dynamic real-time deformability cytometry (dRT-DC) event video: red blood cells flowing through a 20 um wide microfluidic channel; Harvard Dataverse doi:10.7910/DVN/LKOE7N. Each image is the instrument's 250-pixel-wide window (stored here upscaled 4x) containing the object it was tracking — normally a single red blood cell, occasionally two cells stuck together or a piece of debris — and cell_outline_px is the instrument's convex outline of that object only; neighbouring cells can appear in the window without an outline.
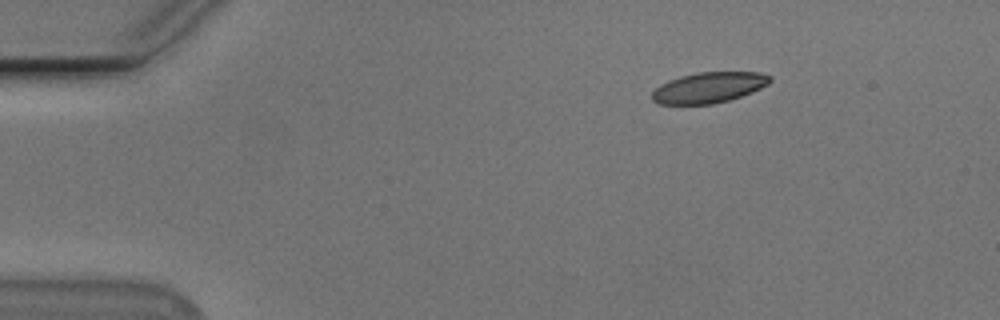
{"species": "Egyptian fruit bat (a non-hibernating species)", "species_latin": "Rousettus aegyptiacus", "temperature_condition": "cold", "stored_images_in_passage": 47, "camera_frame_rate_fps": 3000, "um_per_image_px": 0.085, "animal": {"sex": "male"}, "frame": {"image": 1, "passage_image": 1, "time_ms": 0.0, "image_size_px": [1000, 320], "cell_outline_px": [[772, 80], [768, 84], [752, 92], [728, 100], [712, 104], [660, 104], [652, 100], [652, 92], [660, 84], [668, 80], [680, 76], [696, 72], [760, 72], [772, 76]], "centroid_in_image_um": [60.25, 7.43], "position_along_channel_um": 24.8, "area_um2": 21.1}}
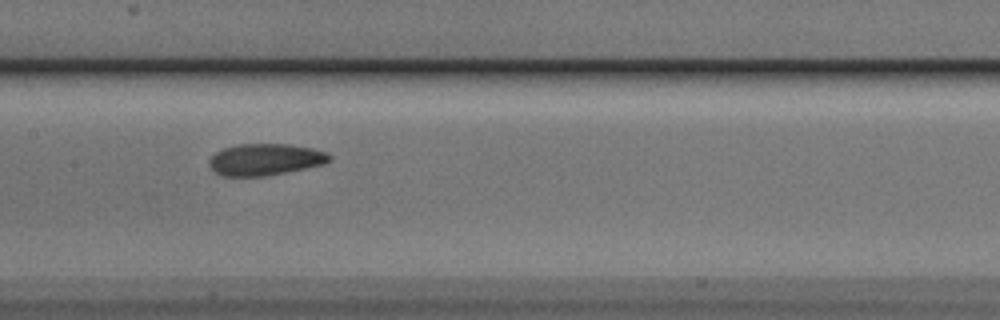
{"frame": {"image": 2, "passage_image": 20, "time_ms": 6.333, "image_size_px": [1000, 320], "cell_outline_px": [[332, 160], [324, 164], [264, 176], [220, 176], [208, 164], [208, 160], [216, 152], [224, 148], [240, 144], [284, 144], [312, 148], [328, 152], [332, 156]], "centroid_in_image_um": [22.55, 13.55], "position_along_channel_um": 184.8, "area_um2": 22.08}}
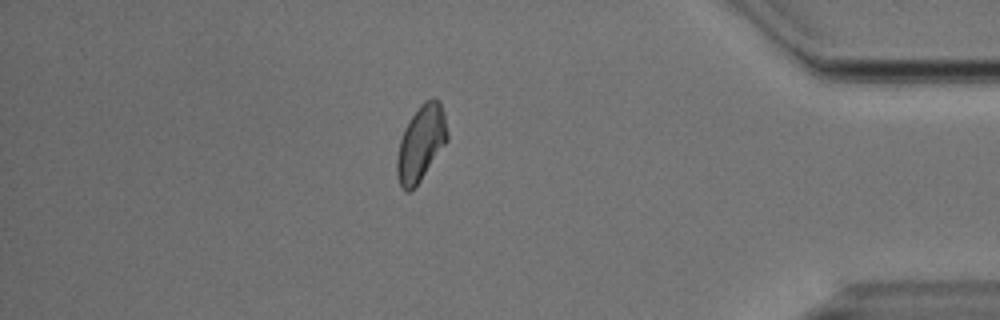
{"frame": {"image": 3, "passage_image": 40, "time_ms": 13.0, "image_size_px": [1000, 320], "cell_outline_px": [[448, 140], [420, 180], [408, 192], [400, 188], [396, 172], [396, 156], [400, 140], [404, 128], [420, 104], [424, 100], [440, 100], [444, 112], [448, 132]], "centroid_in_image_um": [35.77, 12.16], "position_along_channel_um": 399.4, "area_um2": 22.02}, "authors_computed_cell_mechanics": {"area_um2": 22.1374, "velocity_mm_per_s": 3.7539, "shape_relaxation_time_tau1_ms": 4.7232, "shape_relaxation_time_tau2_ms": 2.5136, "deformation_change_tau1": 0.1023, "deformation_change_tau2": 0.089}}